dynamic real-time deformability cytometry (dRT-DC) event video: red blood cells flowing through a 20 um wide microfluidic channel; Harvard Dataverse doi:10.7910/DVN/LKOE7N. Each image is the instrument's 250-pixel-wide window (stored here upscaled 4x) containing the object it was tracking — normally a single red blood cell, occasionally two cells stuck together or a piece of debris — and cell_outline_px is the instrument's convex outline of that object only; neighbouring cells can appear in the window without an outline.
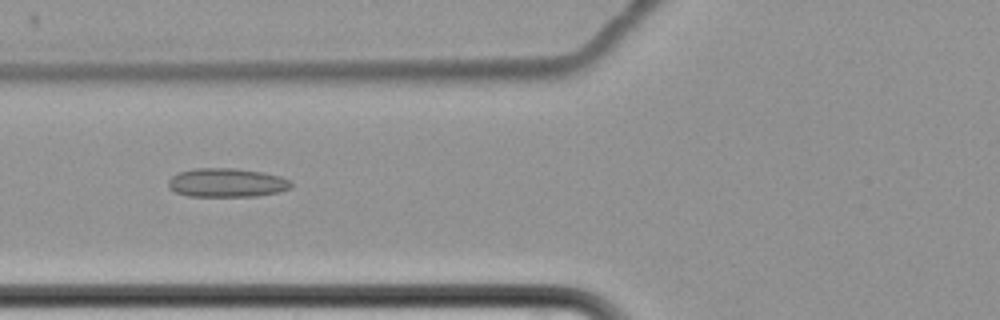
{"species": "common noctule bat (a hibernating species)", "species_latin": "Nyctalus noctula", "temperature_condition": "cold", "stored_images_in_passage": 10, "camera_frame_rate_fps": 3000, "um_per_image_px": 0.085, "animal": {"sex": "female", "body_mass_g": 22.7, "forearm_length_mm": 54.2}, "frame": {"image": 1, "passage_image": 7, "time_ms": 7.333, "image_size_px": [1000, 320], "cell_outline_px": [[292, 188], [280, 192], [256, 196], [188, 196], [176, 192], [168, 188], [168, 180], [172, 176], [180, 172], [196, 168], [236, 168], [260, 172], [280, 176], [288, 180], [292, 184]], "centroid_in_image_um": [19.27, 15.53], "position_along_channel_um": 106.5, "area_um2": 20.63}}
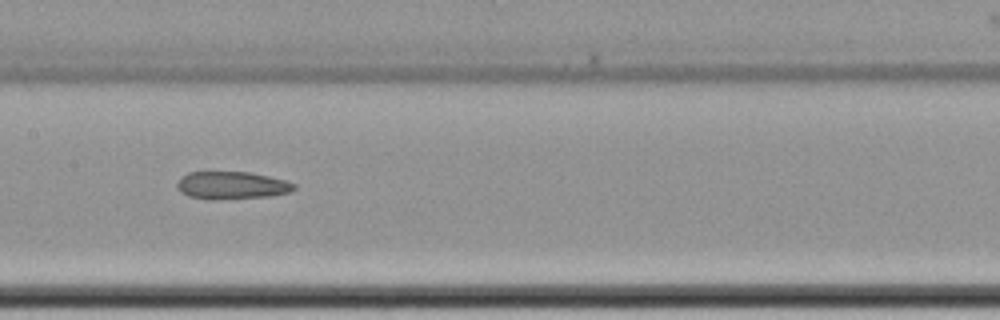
{"frame": {"image": 2, "passage_image": 9, "time_ms": 9.667, "image_size_px": [1000, 320], "cell_outline_px": [[296, 188], [292, 192], [272, 196], [212, 200], [188, 196], [180, 192], [176, 184], [180, 176], [188, 172], [252, 172], [284, 180], [296, 184]], "centroid_in_image_um": [19.7, 15.76], "position_along_channel_um": 187.7, "area_um2": 19.07}}
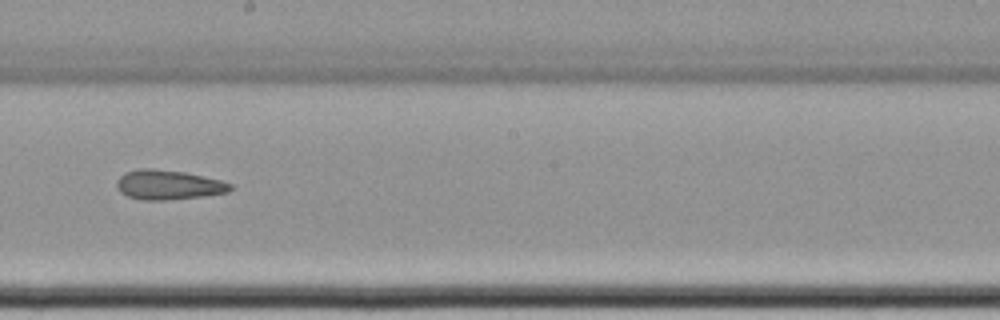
{"frame": {"image": 3, "passage_image": 10, "time_ms": 11.0, "image_size_px": [1000, 320], "cell_outline_px": [[232, 188], [228, 192], [200, 196], [164, 200], [140, 200], [128, 196], [120, 192], [116, 188], [116, 180], [124, 172], [140, 168], [152, 168], [184, 172], [220, 180], [232, 184]], "centroid_in_image_um": [14.25, 15.7], "position_along_channel_um": 234.0, "area_um2": 19.54}}